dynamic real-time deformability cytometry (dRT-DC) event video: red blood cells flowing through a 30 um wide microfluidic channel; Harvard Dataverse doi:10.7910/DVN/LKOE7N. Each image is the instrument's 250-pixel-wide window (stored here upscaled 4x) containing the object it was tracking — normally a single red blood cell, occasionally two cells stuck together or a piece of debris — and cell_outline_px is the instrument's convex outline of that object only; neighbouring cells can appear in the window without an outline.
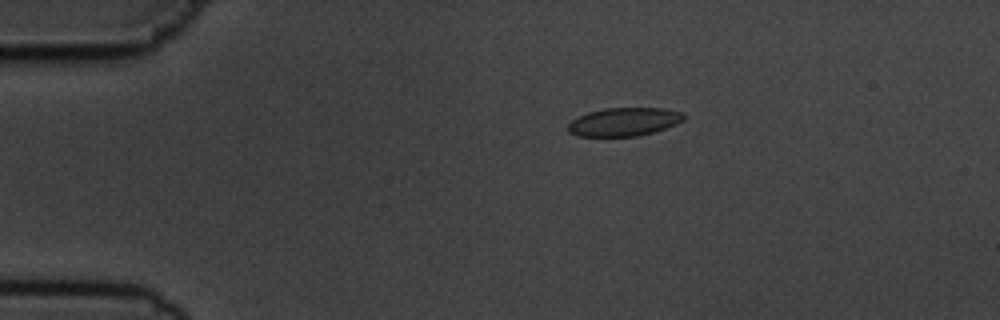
{"species": "common noctule bat (a hibernating species)", "species_latin": "Nyctalus noctula", "temperature_condition": "cold", "stored_images_in_passage": 6, "camera_frame_rate_fps": 3000, "um_per_image_px": 0.085, "animal": {"sex": "male", "body_mass_g": 19.5, "forearm_length_mm": 54.6}, "frame": {"image": 1, "passage_image": 4, "time_ms": 3.333, "image_size_px": [1000, 320], "cell_outline_px": [[684, 120], [676, 124], [652, 132], [636, 136], [576, 136], [568, 132], [568, 124], [572, 120], [588, 112], [604, 108], [664, 108], [684, 112]], "centroid_in_image_um": [53.04, 10.35], "position_along_channel_um": 32.0, "area_um2": 19.07}}
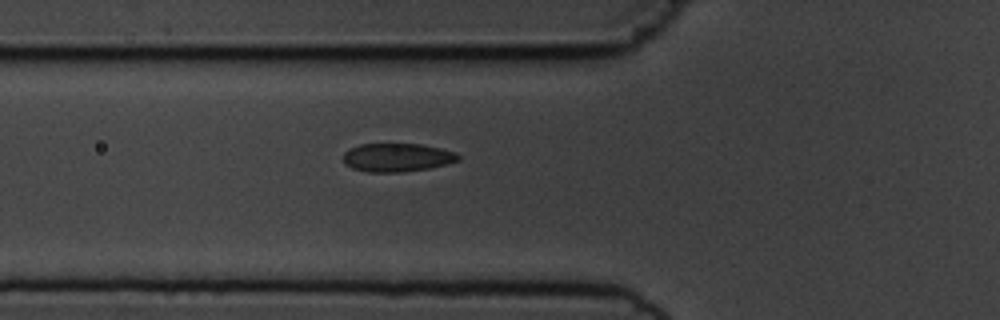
{"frame": {"image": 2, "passage_image": 6, "time_ms": 6.333, "image_size_px": [1000, 320], "cell_outline_px": [[460, 160], [428, 168], [400, 172], [368, 172], [352, 168], [344, 164], [344, 152], [348, 148], [360, 144], [420, 144], [440, 148], [456, 152], [460, 156]], "centroid_in_image_um": [33.73, 13.38], "position_along_channel_um": 92.1, "area_um2": 19.02}}